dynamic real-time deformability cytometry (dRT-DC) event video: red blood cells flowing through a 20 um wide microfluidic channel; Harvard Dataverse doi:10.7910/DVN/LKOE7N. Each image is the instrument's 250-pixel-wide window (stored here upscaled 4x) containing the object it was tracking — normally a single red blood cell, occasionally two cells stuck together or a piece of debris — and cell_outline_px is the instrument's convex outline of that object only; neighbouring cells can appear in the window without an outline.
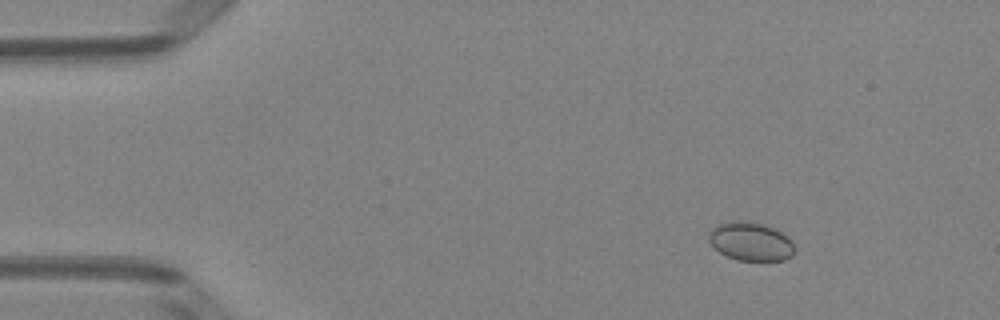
{"species": "Egyptian fruit bat (a non-hibernating species)", "species_latin": "Rousettus aegyptiacus", "temperature_condition": "room temperature", "stored_images_in_passage": 4, "camera_frame_rate_fps": 3000, "um_per_image_px": 0.085, "animal": {"sex": "female"}, "frame": {"image": 1, "passage_image": 2, "time_ms": 0.333, "image_size_px": [1000, 320], "cell_outline_px": [[796, 248], [792, 256], [784, 260], [736, 260], [720, 252], [708, 240], [708, 232], [720, 224], [732, 220], [744, 220], [768, 224], [788, 236], [792, 240]], "centroid_in_image_um": [63.85, 20.5], "position_along_channel_um": 21.1, "area_um2": 19.54}}
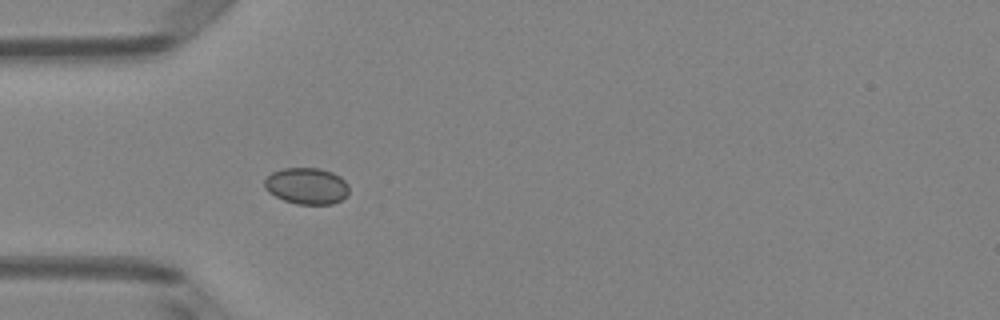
{"frame": {"image": 2, "passage_image": 4, "time_ms": 1.0, "image_size_px": [1000, 320], "cell_outline_px": [[348, 196], [332, 204], [296, 204], [284, 200], [268, 192], [264, 188], [264, 180], [272, 172], [284, 168], [320, 168], [332, 172], [340, 176], [348, 184]], "centroid_in_image_um": [26.07, 15.8], "position_along_channel_um": 58.9, "area_um2": 18.03}}